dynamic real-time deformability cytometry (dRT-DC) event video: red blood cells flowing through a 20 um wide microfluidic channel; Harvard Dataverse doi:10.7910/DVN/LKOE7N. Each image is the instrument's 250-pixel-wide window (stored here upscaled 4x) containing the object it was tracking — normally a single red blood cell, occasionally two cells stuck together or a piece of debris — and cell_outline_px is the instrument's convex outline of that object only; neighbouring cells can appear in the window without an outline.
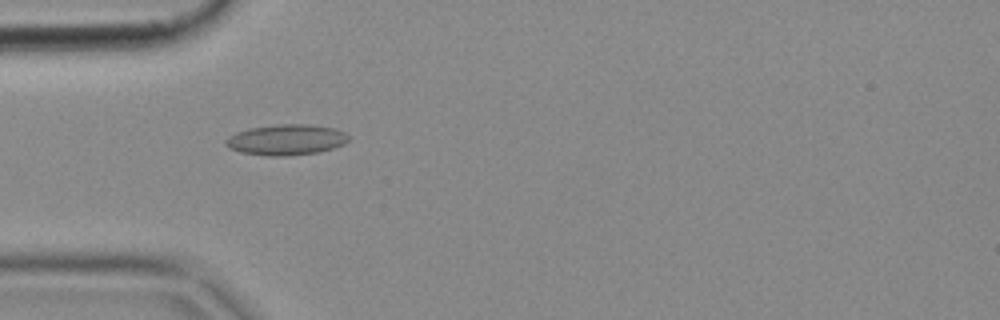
{"species": "common noctule bat (a hibernating species)", "species_latin": "Nyctalus noctula", "temperature_condition": "cold", "stored_images_in_passage": 5, "camera_frame_rate_fps": 3000, "um_per_image_px": 0.085, "animal": {"sex": "female", "body_mass_g": 18.4}, "frame": {"image": 1, "passage_image": 4, "time_ms": 1.0, "image_size_px": [1000, 320], "cell_outline_px": [[348, 140], [344, 144], [332, 148], [316, 152], [288, 156], [268, 156], [240, 152], [228, 148], [224, 144], [224, 140], [228, 136], [236, 132], [248, 128], [280, 124], [312, 124], [332, 128], [344, 132], [348, 136]], "centroid_in_image_um": [24.27, 11.88], "position_along_channel_um": 60.7, "area_um2": 22.02}}
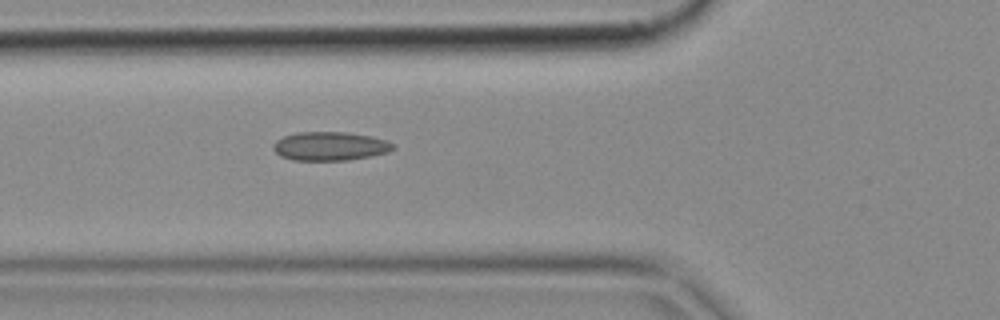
{"frame": {"image": 2, "passage_image": 5, "time_ms": 1.333, "image_size_px": [1000, 320], "cell_outline_px": [[396, 148], [388, 152], [348, 160], [292, 160], [280, 156], [272, 148], [272, 144], [276, 140], [284, 136], [296, 132], [348, 132], [372, 136], [396, 144]], "centroid_in_image_um": [28.04, 12.42], "position_along_channel_um": 97.8, "area_um2": 20.17}}